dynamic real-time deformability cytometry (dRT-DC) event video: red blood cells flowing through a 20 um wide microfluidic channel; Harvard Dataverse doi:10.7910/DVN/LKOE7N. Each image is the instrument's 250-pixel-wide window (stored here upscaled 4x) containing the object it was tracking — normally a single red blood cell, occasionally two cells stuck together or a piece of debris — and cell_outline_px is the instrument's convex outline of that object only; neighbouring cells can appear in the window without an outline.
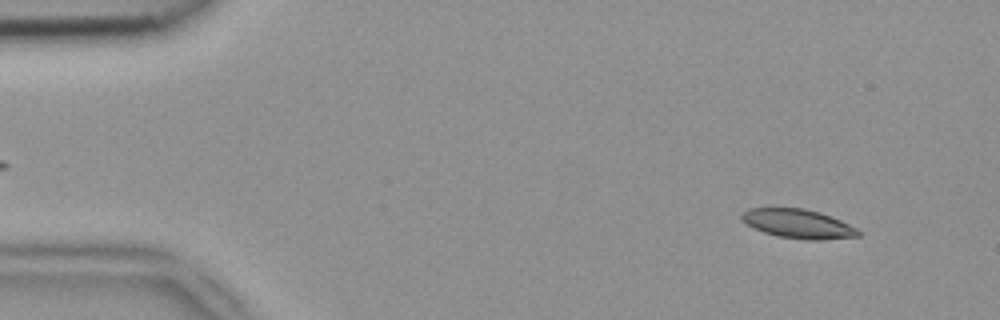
{"species": "common noctule bat (a hibernating species)", "species_latin": "Nyctalus noctula", "temperature_condition": "room temperature", "stored_images_in_passage": 51, "segment_of_instrument_passage": [1, 2], "camera_frame_rate_fps": 3000, "um_per_image_px": 0.085, "animal": {"sex": "female", "body_mass_g": 18.4}, "frame": {"image": 1, "passage_image": 4, "time_ms": 1.0, "image_size_px": [1000, 320], "cell_outline_px": [[860, 232], [856, 236], [780, 236], [756, 228], [748, 224], [744, 220], [744, 212], [756, 208], [800, 208], [816, 212], [828, 216]], "centroid_in_image_um": [67.7, 18.94], "position_along_channel_um": 17.3, "area_um2": 17.11}}
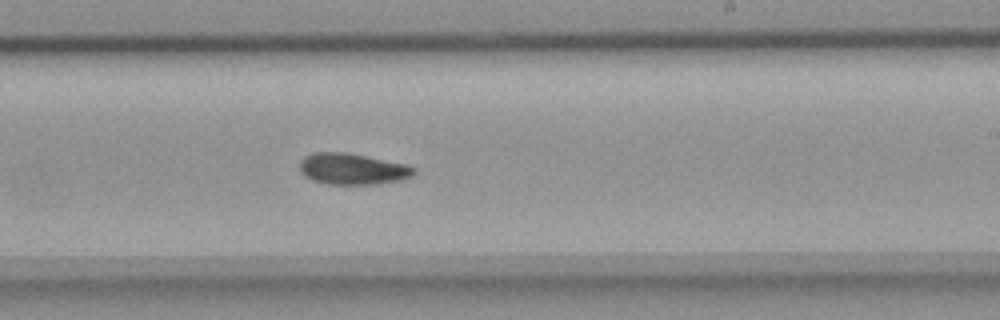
{"frame": {"image": 2, "passage_image": 30, "time_ms": 9.667, "image_size_px": [1000, 320], "cell_outline_px": [[412, 172], [408, 176], [392, 180], [360, 184], [340, 184], [316, 180], [308, 176], [300, 168], [300, 164], [308, 156], [320, 152], [336, 152], [364, 156], [400, 164], [412, 168]], "centroid_in_image_um": [29.88, 14.34], "position_along_channel_um": 259.1, "area_um2": 18.73}}
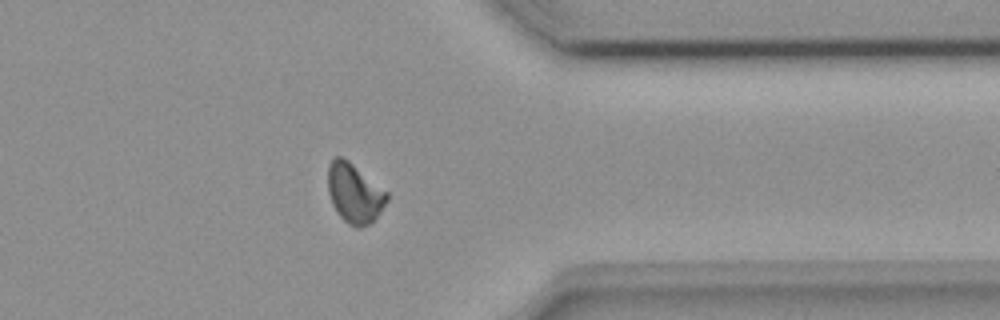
{"frame": {"image": 3, "passage_image": 40, "time_ms": 13.0, "image_size_px": [1000, 320], "cell_outline_px": [[388, 200], [376, 216], [368, 224], [352, 224], [344, 220], [340, 216], [332, 200], [328, 188], [328, 168], [332, 160], [336, 156], [340, 156], [388, 192]], "centroid_in_image_um": [30.13, 16.39], "position_along_channel_um": 381.3, "area_um2": 19.25}}